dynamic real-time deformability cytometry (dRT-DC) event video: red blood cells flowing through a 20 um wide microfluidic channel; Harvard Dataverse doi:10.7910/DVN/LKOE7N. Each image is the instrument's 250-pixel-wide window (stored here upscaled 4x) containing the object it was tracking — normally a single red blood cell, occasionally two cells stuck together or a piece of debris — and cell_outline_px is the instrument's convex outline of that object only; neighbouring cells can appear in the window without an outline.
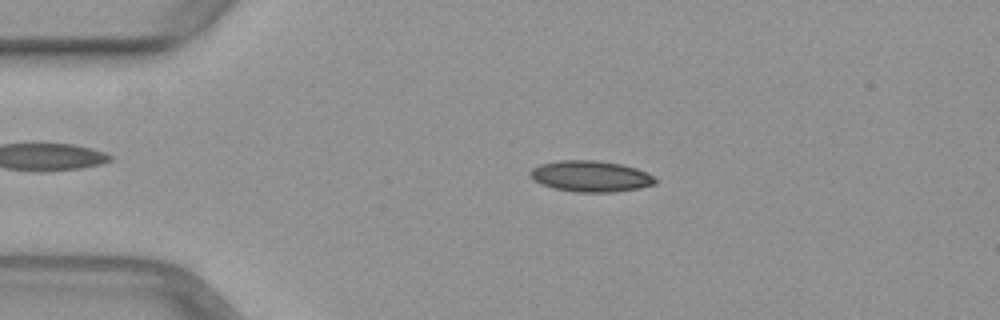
{"species": "common noctule bat (a hibernating species)", "species_latin": "Nyctalus noctula", "temperature_condition": "warm", "stored_images_in_passage": 47, "camera_frame_rate_fps": 3000, "um_per_image_px": 0.085, "animal": {"sex": "female", "body_mass_g": 29.2, "forearm_length_mm": 56.3}, "frame": {"image": 1, "passage_image": 8, "time_ms": 2.333, "image_size_px": [1000, 320], "cell_outline_px": [[656, 184], [640, 188], [612, 192], [576, 192], [552, 188], [540, 184], [532, 180], [528, 172], [532, 168], [540, 164], [560, 160], [596, 160], [620, 164], [636, 168], [652, 176], [656, 180]], "centroid_in_image_um": [50.15, 14.98], "position_along_channel_um": 34.9, "area_um2": 22.72}}
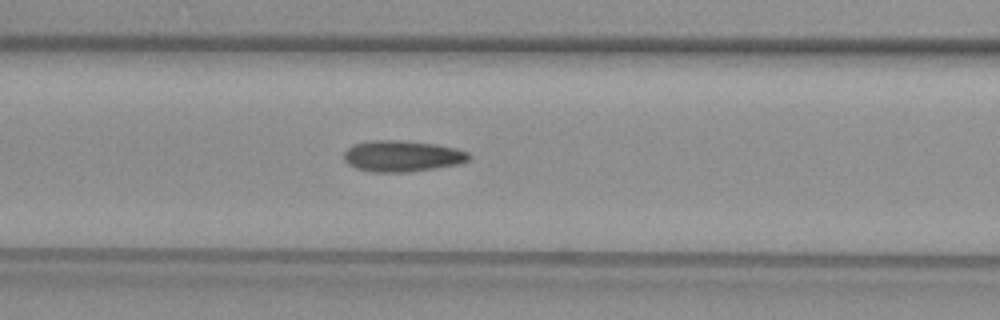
{"frame": {"image": 2, "passage_image": 18, "time_ms": 5.667, "image_size_px": [1000, 320], "cell_outline_px": [[472, 156], [468, 160], [460, 164], [436, 168], [408, 172], [372, 172], [356, 168], [348, 164], [344, 160], [344, 152], [352, 144], [368, 140], [400, 140], [436, 144], [456, 148], [468, 152]], "centroid_in_image_um": [34.18, 13.26], "position_along_channel_um": 132.4, "area_um2": 22.95}}
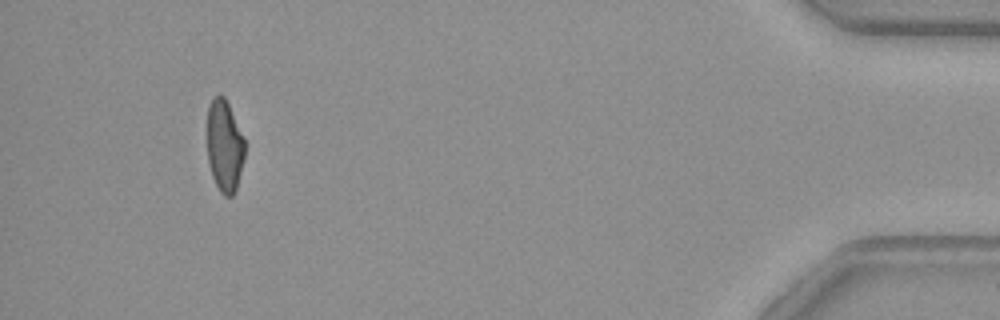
{"frame": {"image": 3, "passage_image": 44, "time_ms": 14.333, "image_size_px": [1000, 320], "cell_outline_px": [[244, 156], [236, 192], [232, 196], [224, 196], [220, 192], [212, 176], [208, 164], [208, 104], [216, 96], [224, 96], [228, 104], [244, 140]], "centroid_in_image_um": [19.07, 12.46], "position_along_channel_um": 416.1, "area_um2": 19.83}}